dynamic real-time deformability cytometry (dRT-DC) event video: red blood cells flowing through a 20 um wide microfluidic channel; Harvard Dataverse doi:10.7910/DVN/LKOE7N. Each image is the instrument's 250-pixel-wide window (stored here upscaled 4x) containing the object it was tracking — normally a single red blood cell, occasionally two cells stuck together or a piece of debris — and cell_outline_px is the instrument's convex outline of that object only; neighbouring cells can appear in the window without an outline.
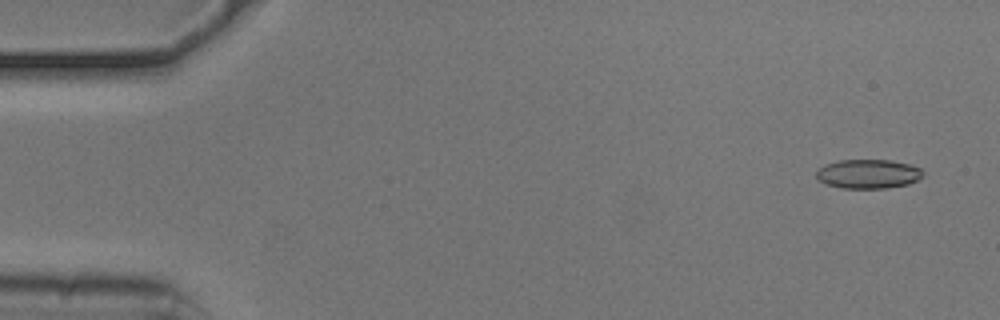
{"species": "common noctule bat (a hibernating species)", "species_latin": "Nyctalus noctula", "temperature_condition": "cold", "stored_images_in_passage": 54, "camera_frame_rate_fps": 3000, "um_per_image_px": 0.085, "animal": {"sex": "male", "body_mass_g": 20.5, "forearm_length_mm": 52.5}, "frame": {"image": 1, "passage_image": 3, "time_ms": 0.667, "image_size_px": [1000, 320], "cell_outline_px": [[924, 176], [908, 184], [888, 188], [840, 188], [828, 184], [820, 180], [816, 176], [816, 172], [824, 164], [840, 160], [892, 160], [908, 164], [920, 168], [924, 172]], "centroid_in_image_um": [73.82, 14.78], "position_along_channel_um": 11.2, "area_um2": 18.09}}
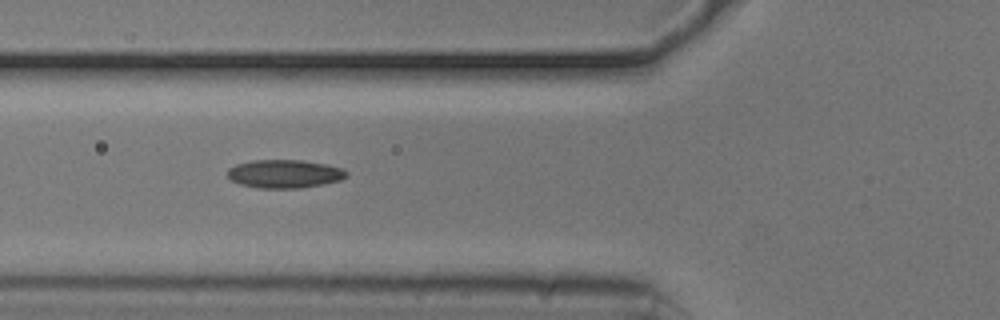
{"frame": {"image": 2, "passage_image": 20, "time_ms": 6.333, "image_size_px": [1000, 320], "cell_outline_px": [[348, 176], [340, 180], [324, 184], [300, 188], [260, 188], [240, 184], [232, 180], [228, 176], [228, 168], [236, 164], [252, 160], [300, 160], [328, 164], [340, 168], [348, 172]], "centroid_in_image_um": [24.2, 14.77], "position_along_channel_um": 101.6, "area_um2": 19.65}}
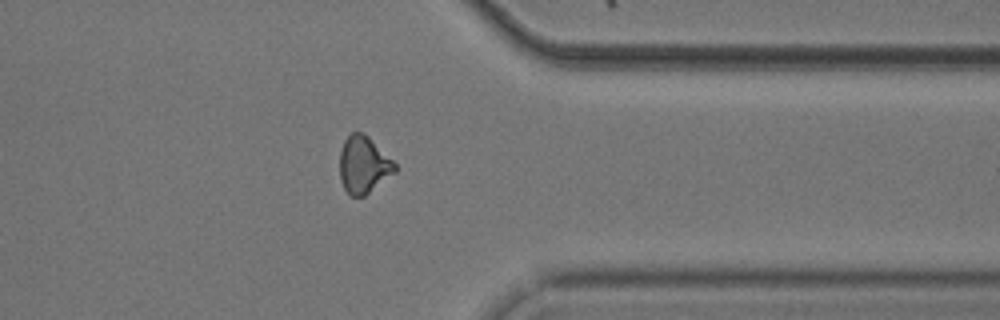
{"frame": {"image": 3, "passage_image": 43, "time_ms": 14.0, "image_size_px": [1000, 320], "cell_outline_px": [[396, 172], [364, 196], [352, 196], [344, 188], [340, 180], [340, 152], [344, 140], [352, 132], [364, 132], [396, 164]], "centroid_in_image_um": [30.89, 14.0], "position_along_channel_um": 380.5, "area_um2": 18.21}, "authors_computed_cell_mechanics": {"area_um2": 18.5249, "velocity_mm_per_s": 3.7326, "shape_relaxation_time_tau1_ms": 7.5243, "shape_relaxation_time_tau2_ms": 5.5085, "deformation_change_tau1": 0.1415, "deformation_change_tau2": 0.1243}}